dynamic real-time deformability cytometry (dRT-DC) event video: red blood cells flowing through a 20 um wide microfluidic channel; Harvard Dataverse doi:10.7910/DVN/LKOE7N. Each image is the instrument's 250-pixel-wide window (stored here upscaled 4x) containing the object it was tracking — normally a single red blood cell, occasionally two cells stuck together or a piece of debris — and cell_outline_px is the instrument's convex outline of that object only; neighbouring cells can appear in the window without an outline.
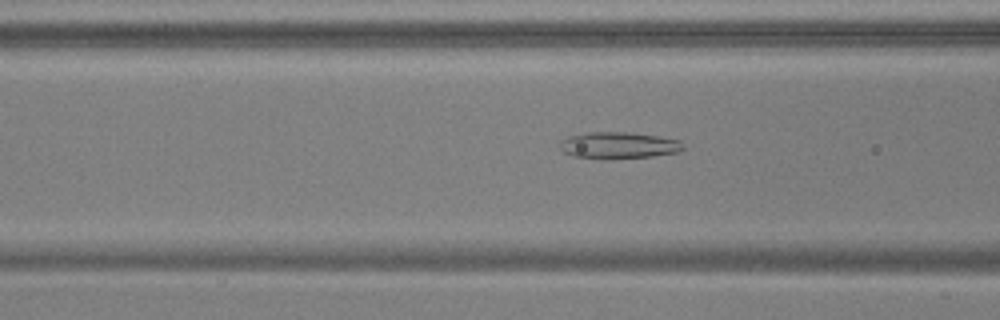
{"species": "common noctule bat (a hibernating species)", "species_latin": "Nyctalus noctula", "temperature_condition": "warm", "stored_images_in_passage": 53, "camera_frame_rate_fps": 3000, "um_per_image_px": 0.085, "animal": {"sex": "male", "body_mass_g": 17.9, "forearm_length_mm": 54.2}, "frame": {"image": 1, "passage_image": 21, "time_ms": 6.667, "image_size_px": [1000, 320], "cell_outline_px": [[684, 148], [680, 152], [652, 156], [576, 156], [564, 152], [560, 148], [560, 140], [568, 136], [588, 132], [628, 132], [656, 136], [680, 140], [684, 144]], "centroid_in_image_um": [52.62, 12.3], "position_along_channel_um": 114.0, "area_um2": 18.21}}
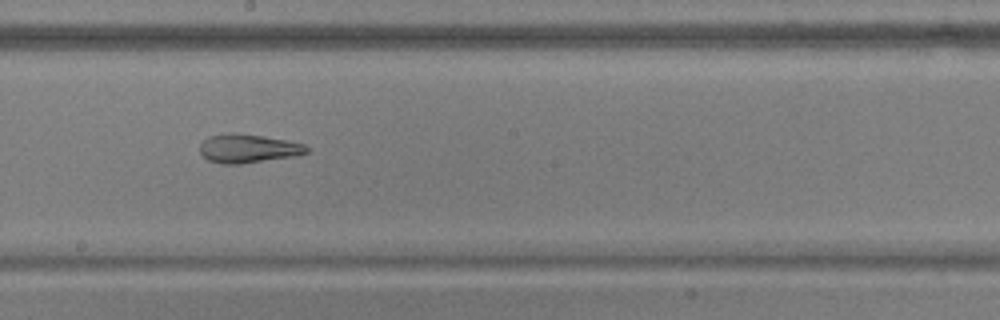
{"frame": {"image": 2, "passage_image": 30, "time_ms": 9.667, "image_size_px": [1000, 320], "cell_outline_px": [[308, 152], [296, 156], [240, 164], [224, 164], [208, 160], [200, 156], [200, 144], [208, 136], [228, 132], [232, 132], [260, 136], [284, 140], [304, 144], [308, 148]], "centroid_in_image_um": [21.03, 12.63], "position_along_channel_um": 227.2, "area_um2": 17.86}}
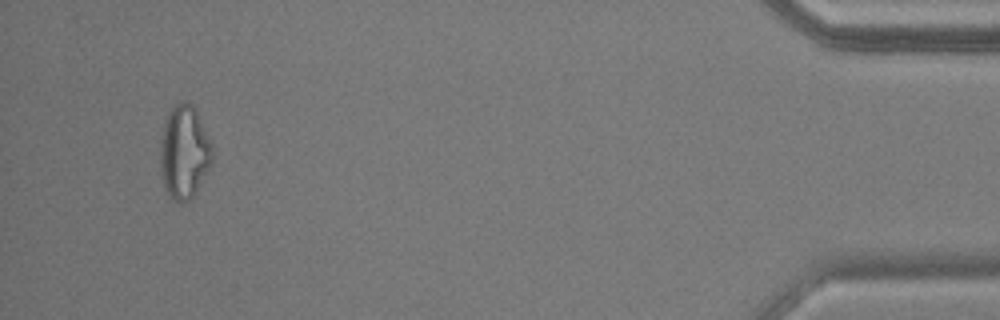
{"frame": {"image": 3, "passage_image": 51, "time_ms": 16.667, "image_size_px": [1000, 320], "cell_outline_px": [[212, 164], [192, 196], [188, 200], [180, 204], [168, 196], [164, 188], [160, 172], [160, 136], [164, 120], [168, 112], [180, 100], [184, 100], [192, 104], [212, 144]], "centroid_in_image_um": [15.62, 12.93], "position_along_channel_um": 419.6, "area_um2": 28.55}, "authors_computed_cell_mechanics": {"area_um2": 22.4264, "velocity_mm_per_s": 3.761, "shape_relaxation_time_tau1_ms": null, "shape_relaxation_time_tau2_ms": 2.4661, "deformation_change_tau1": null, "deformation_change_tau2": 0.1187}}